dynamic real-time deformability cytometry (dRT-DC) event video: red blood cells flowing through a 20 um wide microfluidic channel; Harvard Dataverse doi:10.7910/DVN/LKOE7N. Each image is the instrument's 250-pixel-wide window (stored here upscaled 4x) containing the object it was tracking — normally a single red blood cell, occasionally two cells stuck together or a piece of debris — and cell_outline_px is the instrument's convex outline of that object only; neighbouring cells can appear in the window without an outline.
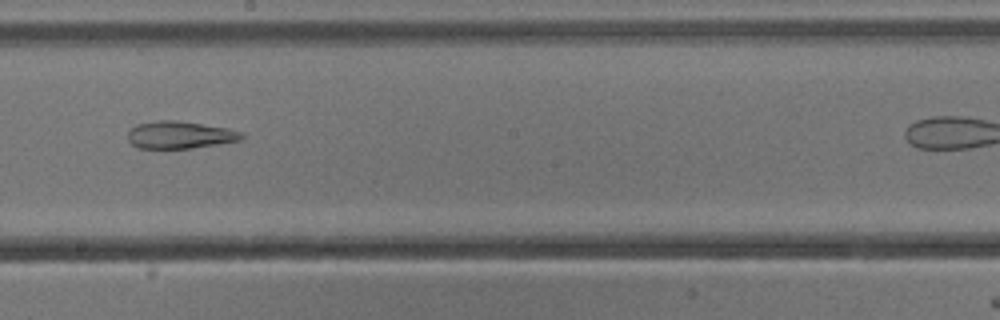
{"species": "common noctule bat (a hibernating species)", "species_latin": "Nyctalus noctula", "temperature_condition": "cold", "stored_images_in_passage": 34, "camera_frame_rate_fps": 3000, "um_per_image_px": 0.085, "animal": {"sex": "male", "body_mass_g": 13.3}, "frame": {"image": 1, "passage_image": 20, "time_ms": 6.333, "image_size_px": [1000, 320], "cell_outline_px": [[244, 136], [240, 140], [192, 148], [136, 148], [128, 140], [128, 128], [136, 124], [160, 120], [176, 120], [228, 128], [244, 132]], "centroid_in_image_um": [15.26, 11.46], "position_along_channel_um": 232.9, "area_um2": 18.21}}
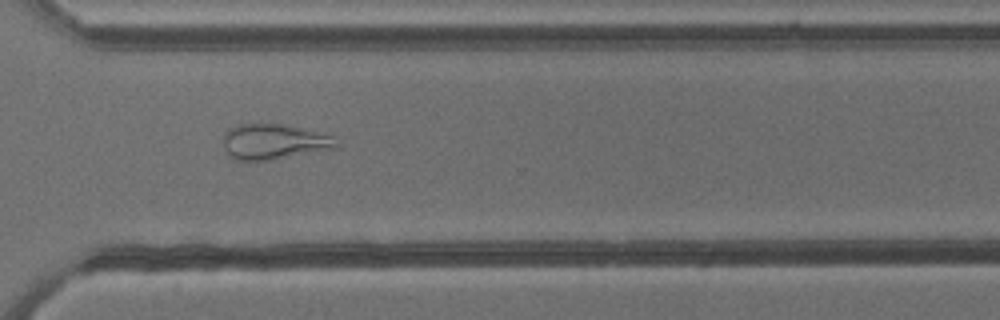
{"frame": {"image": 2, "passage_image": 29, "time_ms": 9.333, "image_size_px": [1000, 320], "cell_outline_px": [[336, 148], [264, 160], [232, 160], [228, 156], [224, 148], [224, 132], [228, 128], [236, 124], [280, 124], [332, 136], [336, 144]], "centroid_in_image_um": [23.15, 12.04], "position_along_channel_um": 347.4, "area_um2": 22.72}}